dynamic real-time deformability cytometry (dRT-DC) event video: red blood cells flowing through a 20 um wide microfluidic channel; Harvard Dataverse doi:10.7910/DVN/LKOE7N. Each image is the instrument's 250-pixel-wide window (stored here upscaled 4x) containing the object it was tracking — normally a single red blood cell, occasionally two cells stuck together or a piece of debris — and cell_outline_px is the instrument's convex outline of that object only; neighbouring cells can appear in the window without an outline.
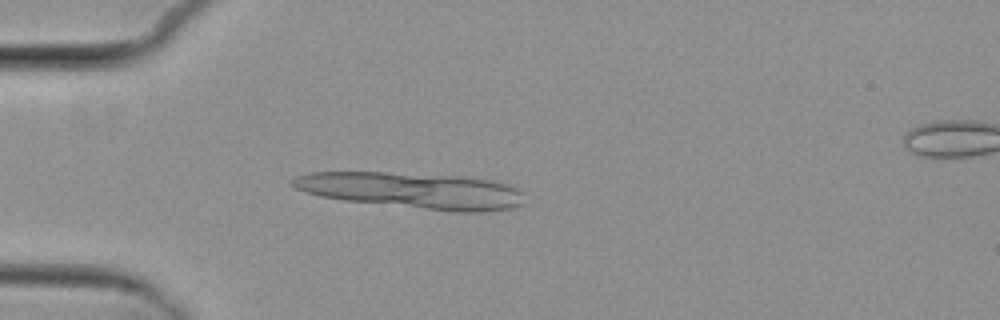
{"species": "common noctule bat (a hibernating species)", "species_latin": "Nyctalus noctula", "temperature_condition": "cold", "stored_images_in_passage": 8, "segment_of_instrument_passage": [1, 2], "camera_frame_rate_fps": 3000, "um_per_image_px": 0.085, "animal": {"sex": "female", "body_mass_g": 29.2, "forearm_length_mm": 56.3}, "frame": {"image": 1, "passage_image": 3, "time_ms": 3.333, "image_size_px": [1000, 320], "cell_outline_px": [[524, 204], [512, 208], [480, 212], [452, 212], [344, 200], [320, 196], [304, 192], [296, 188], [292, 184], [292, 180], [296, 176], [308, 172], [388, 172], [468, 176], [492, 180], [520, 188], [524, 192]], "centroid_in_image_um": [35.13, 16.18], "position_along_channel_um": 49.9, "area_um2": 49.36}}